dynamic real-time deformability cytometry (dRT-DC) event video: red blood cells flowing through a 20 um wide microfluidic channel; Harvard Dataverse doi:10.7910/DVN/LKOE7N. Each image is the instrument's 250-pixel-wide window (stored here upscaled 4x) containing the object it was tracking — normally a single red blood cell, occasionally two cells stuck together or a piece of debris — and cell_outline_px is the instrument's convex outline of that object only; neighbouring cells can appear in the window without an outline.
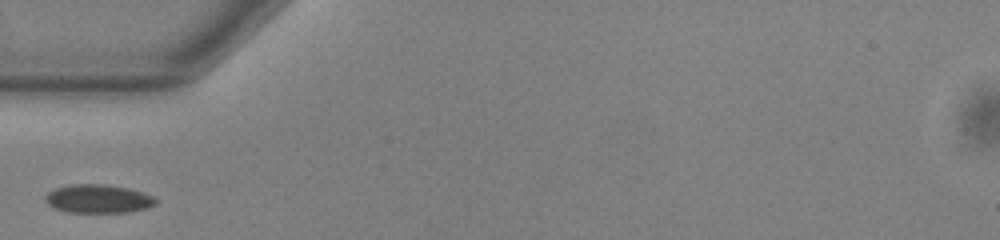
{"species": "common noctule bat (a hibernating species)", "species_latin": "Nyctalus noctula", "temperature_condition": "warm", "stored_images_in_passage": 28, "camera_frame_rate_fps": 3000, "um_per_image_px": 0.085, "animal": {"sex": "male", "body_mass_g": 13.0, "forearm_length_mm": 53.1}, "frame": {"image": 1, "passage_image": 1, "time_ms": 0.0, "image_size_px": [1000, 240], "cell_outline_px": [[156, 204], [148, 208], [128, 212], [68, 212], [56, 208], [48, 204], [44, 200], [44, 196], [48, 192], [56, 188], [72, 184], [104, 184], [128, 188], [144, 192], [152, 196], [156, 200]], "centroid_in_image_um": [8.35, 16.89], "position_along_channel_um": 76.6, "area_um2": 18.32}}
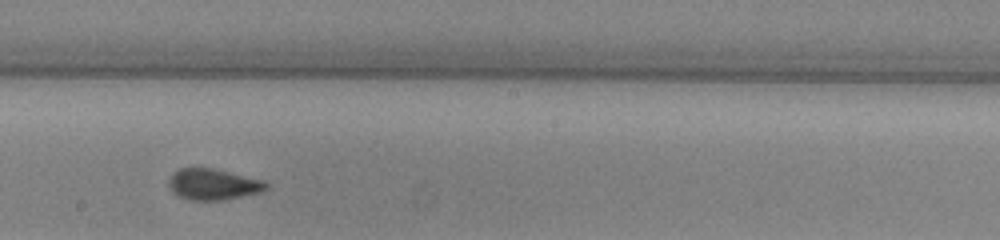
{"frame": {"image": 2, "passage_image": 13, "time_ms": 4.0, "image_size_px": [1000, 240], "cell_outline_px": [[268, 188], [260, 192], [224, 200], [188, 200], [172, 192], [168, 184], [168, 180], [172, 172], [180, 168], [216, 168], [264, 180], [268, 184]], "centroid_in_image_um": [18.11, 15.66], "position_along_channel_um": 230.1, "area_um2": 17.86}}
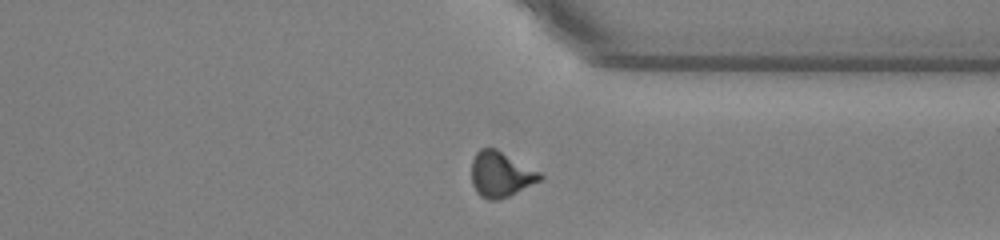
{"frame": {"image": 3, "passage_image": 24, "time_ms": 7.667, "image_size_px": [1000, 240], "cell_outline_px": [[544, 176], [540, 180], [508, 196], [496, 200], [488, 200], [480, 196], [476, 192], [472, 184], [472, 160], [476, 152], [480, 148], [496, 148], [540, 172]], "centroid_in_image_um": [42.53, 14.81], "position_along_channel_um": 368.9, "area_um2": 17.98}}